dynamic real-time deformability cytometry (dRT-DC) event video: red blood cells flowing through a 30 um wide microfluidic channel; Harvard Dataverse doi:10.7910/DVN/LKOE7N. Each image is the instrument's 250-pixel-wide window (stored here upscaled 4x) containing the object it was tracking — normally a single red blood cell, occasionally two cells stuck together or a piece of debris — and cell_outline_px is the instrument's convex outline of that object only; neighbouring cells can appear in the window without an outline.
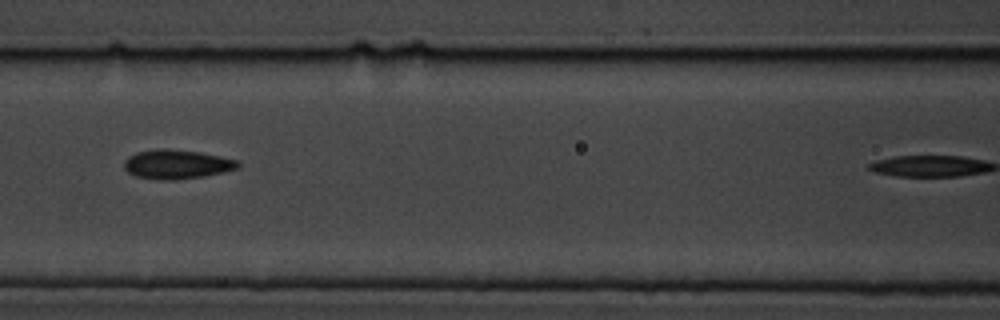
{"species": "common noctule bat (a hibernating species)", "species_latin": "Nyctalus noctula", "temperature_condition": "cold", "stored_images_in_passage": 6, "camera_frame_rate_fps": 3000, "um_per_image_px": 0.085, "animal": {"sex": "male", "body_mass_g": 19.5, "forearm_length_mm": 54.6}, "frame": {"image": 1, "passage_image": 4, "time_ms": 4.667, "image_size_px": [1000, 320], "cell_outline_px": [[240, 168], [224, 172], [204, 176], [172, 180], [164, 180], [136, 176], [128, 172], [124, 168], [124, 160], [128, 156], [136, 152], [200, 152], [220, 156], [236, 160], [240, 164]], "centroid_in_image_um": [15.07, 14.02], "position_along_channel_um": 151.5, "area_um2": 18.38}}
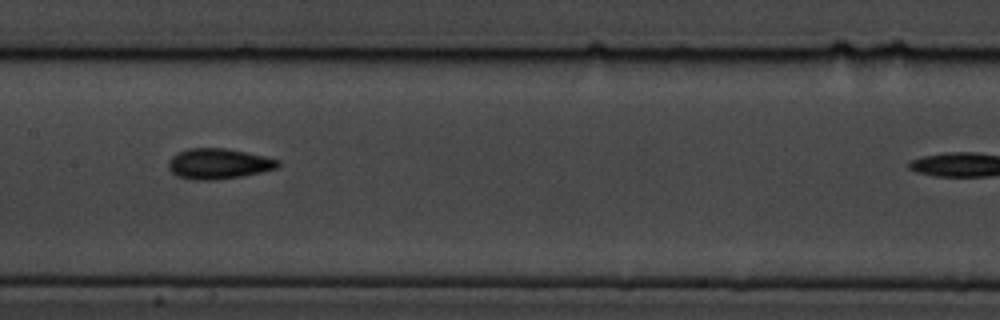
{"frame": {"image": 2, "passage_image": 5, "time_ms": 5.667, "image_size_px": [1000, 320], "cell_outline_px": [[284, 164], [280, 168], [240, 176], [216, 180], [196, 180], [176, 176], [168, 168], [168, 160], [172, 156], [188, 148], [224, 148], [264, 156], [280, 160]], "centroid_in_image_um": [18.6, 13.92], "position_along_channel_um": 188.8, "area_um2": 19.54}}